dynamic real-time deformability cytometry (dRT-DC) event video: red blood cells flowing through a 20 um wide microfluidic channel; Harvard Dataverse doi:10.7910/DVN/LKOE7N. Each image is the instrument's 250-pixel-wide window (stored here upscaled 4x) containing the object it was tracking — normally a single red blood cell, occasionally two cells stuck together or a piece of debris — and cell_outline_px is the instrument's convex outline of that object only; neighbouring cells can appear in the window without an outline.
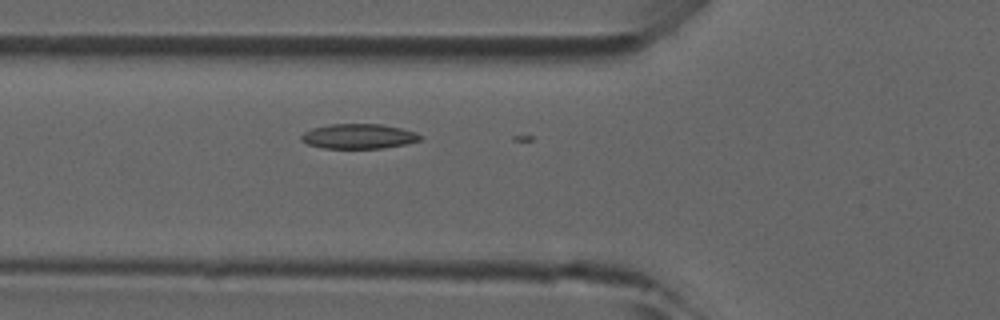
{"species": "common noctule bat (a hibernating species)", "species_latin": "Nyctalus noctula", "temperature_condition": "room temperature", "stored_images_in_passage": 16, "camera_frame_rate_fps": 3000, "um_per_image_px": 0.085, "animal": {"sex": "male", "forearm_length_mm": 52.5}, "frame": {"image": 1, "passage_image": 15, "time_ms": 4.667, "image_size_px": [1000, 320], "cell_outline_px": [[424, 136], [420, 140], [404, 144], [384, 148], [324, 148], [308, 144], [300, 140], [300, 136], [304, 132], [312, 128], [332, 124], [380, 124], [400, 128], [416, 132]], "centroid_in_image_um": [30.48, 11.58], "position_along_channel_um": 95.3, "area_um2": 17.17}}